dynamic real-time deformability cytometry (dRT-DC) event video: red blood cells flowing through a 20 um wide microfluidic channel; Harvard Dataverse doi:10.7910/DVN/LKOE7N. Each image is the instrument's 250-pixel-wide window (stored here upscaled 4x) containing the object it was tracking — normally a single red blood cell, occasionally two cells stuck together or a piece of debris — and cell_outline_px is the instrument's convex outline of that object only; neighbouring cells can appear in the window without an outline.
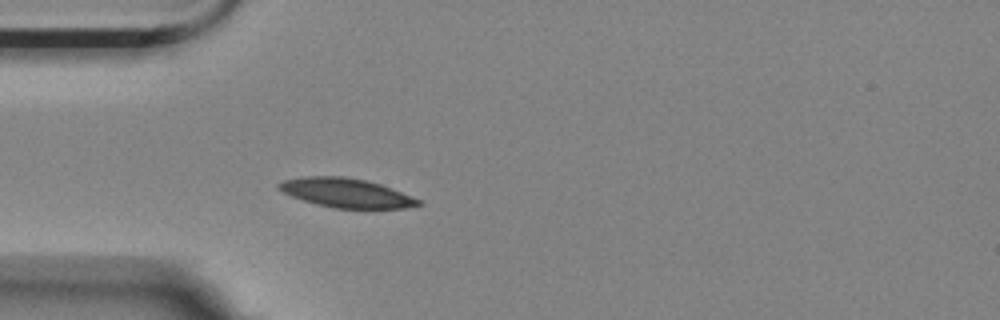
{"species": "Egyptian fruit bat (a non-hibernating species)", "species_latin": "Rousettus aegyptiacus", "temperature_condition": "room temperature", "stored_images_in_passage": 3, "camera_frame_rate_fps": 3000, "um_per_image_px": 0.085, "animal": {"sex": "female"}, "frame": {"image": 1, "passage_image": 3, "time_ms": 0.667, "image_size_px": [1000, 320], "cell_outline_px": [[424, 204], [404, 208], [332, 208], [316, 204], [292, 196], [276, 188], [276, 184], [284, 180], [308, 176], [344, 176], [364, 180], [380, 184], [420, 200]], "centroid_in_image_um": [29.4, 16.39], "position_along_channel_um": 55.6, "area_um2": 23.41}}